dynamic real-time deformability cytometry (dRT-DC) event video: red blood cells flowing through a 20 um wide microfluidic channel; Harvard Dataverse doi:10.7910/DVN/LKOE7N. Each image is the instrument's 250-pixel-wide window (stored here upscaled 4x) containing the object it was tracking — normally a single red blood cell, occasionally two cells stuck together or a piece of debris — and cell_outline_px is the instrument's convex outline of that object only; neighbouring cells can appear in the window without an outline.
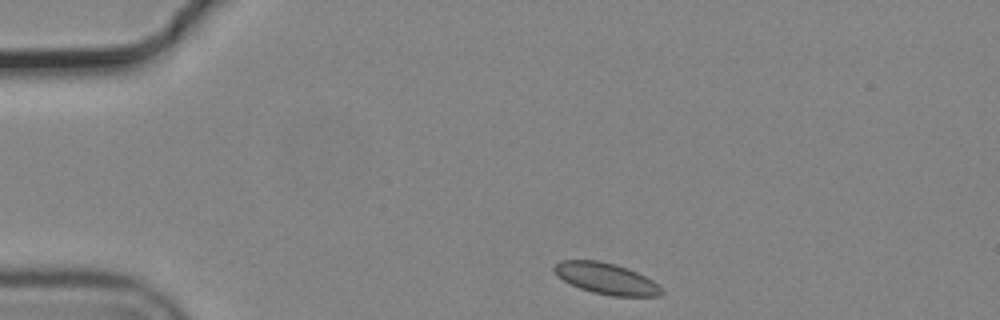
{"species": "common noctule bat (a hibernating species)", "species_latin": "Nyctalus noctula", "temperature_condition": "cold", "stored_images_in_passage": 38, "camera_frame_rate_fps": 3000, "um_per_image_px": 0.085, "animal": {"sex": "male", "body_mass_g": 19.2, "forearm_length_mm": 51.8}, "frame": {"image": 1, "passage_image": 1, "time_ms": 0.0, "image_size_px": [1000, 320], "cell_outline_px": [[664, 292], [660, 296], [612, 296], [592, 292], [580, 288], [556, 276], [552, 268], [560, 260], [600, 260], [616, 264], [628, 268], [652, 280], [664, 288]], "centroid_in_image_um": [51.54, 23.67], "position_along_channel_um": 33.5, "area_um2": 19.65}}
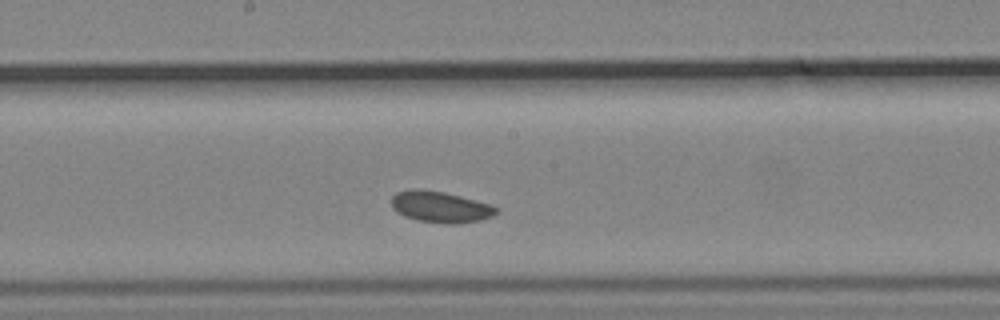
{"frame": {"image": 2, "passage_image": 20, "time_ms": 6.333, "image_size_px": [1000, 320], "cell_outline_px": [[496, 212], [492, 216], [480, 220], [420, 220], [404, 216], [396, 212], [392, 208], [392, 196], [396, 192], [412, 188], [420, 188], [444, 192], [492, 204], [496, 208]], "centroid_in_image_um": [37.35, 17.5], "position_along_channel_um": 210.8, "area_um2": 18.09}}
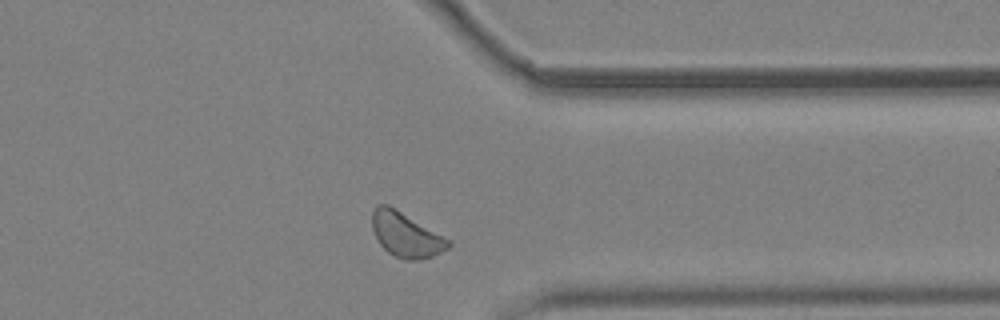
{"frame": {"image": 3, "passage_image": 34, "time_ms": 11.0, "image_size_px": [1000, 320], "cell_outline_px": [[452, 244], [448, 248], [432, 256], [420, 260], [404, 260], [388, 252], [380, 244], [372, 228], [372, 212], [380, 204], [388, 204], [452, 240]], "centroid_in_image_um": [34.53, 19.96], "position_along_channel_um": 376.9, "area_um2": 19.77}}